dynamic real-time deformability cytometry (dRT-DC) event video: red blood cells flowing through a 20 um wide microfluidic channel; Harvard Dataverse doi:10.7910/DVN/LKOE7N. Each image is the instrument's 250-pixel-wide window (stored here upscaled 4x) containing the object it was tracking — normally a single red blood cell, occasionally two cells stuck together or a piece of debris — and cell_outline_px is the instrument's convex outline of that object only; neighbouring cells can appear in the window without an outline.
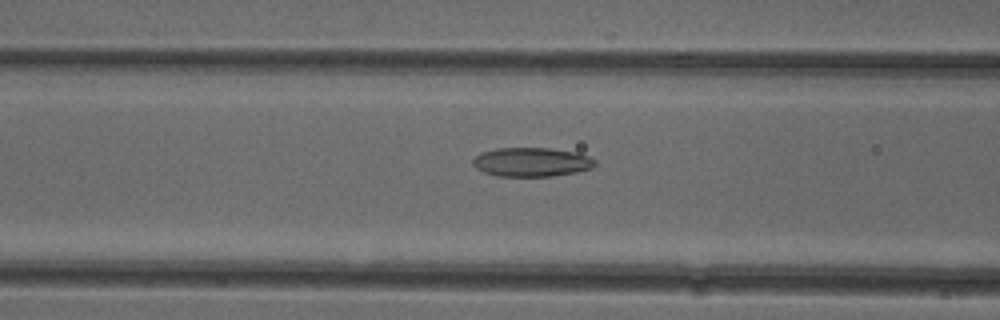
{"species": "common noctule bat (a hibernating species)", "species_latin": "Nyctalus noctula", "temperature_condition": "cold", "stored_images_in_passage": 44, "camera_frame_rate_fps": 3000, "um_per_image_px": 0.085, "animal": {"sex": "female"}, "frame": {"image": 1, "passage_image": 13, "time_ms": 4.0, "image_size_px": [1000, 320], "cell_outline_px": [[596, 164], [592, 168], [576, 172], [552, 176], [496, 176], [484, 172], [476, 168], [472, 164], [472, 160], [480, 152], [496, 148], [548, 148], [576, 152], [588, 156], [596, 160]], "centroid_in_image_um": [45.17, 13.77], "position_along_channel_um": 121.4, "area_um2": 20.75}}
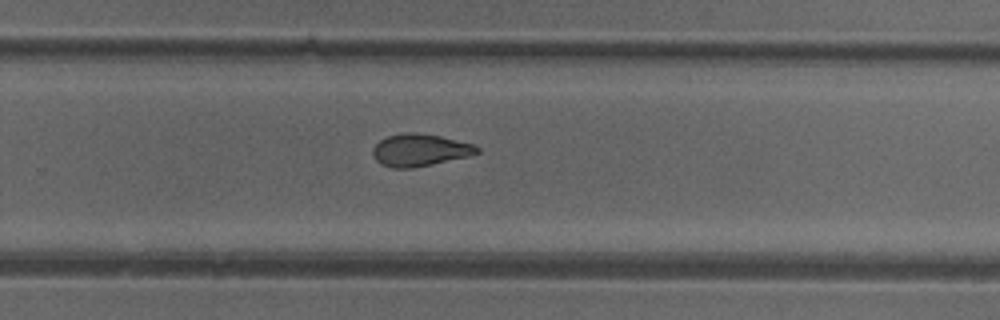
{"frame": {"image": 2, "passage_image": 26, "time_ms": 8.333, "image_size_px": [1000, 320], "cell_outline_px": [[480, 152], [468, 156], [432, 164], [412, 168], [392, 168], [380, 164], [372, 156], [372, 148], [380, 140], [388, 136], [404, 132], [416, 132], [440, 136], [472, 144], [480, 148]], "centroid_in_image_um": [35.65, 12.76], "position_along_channel_um": 294.2, "area_um2": 19.59}}
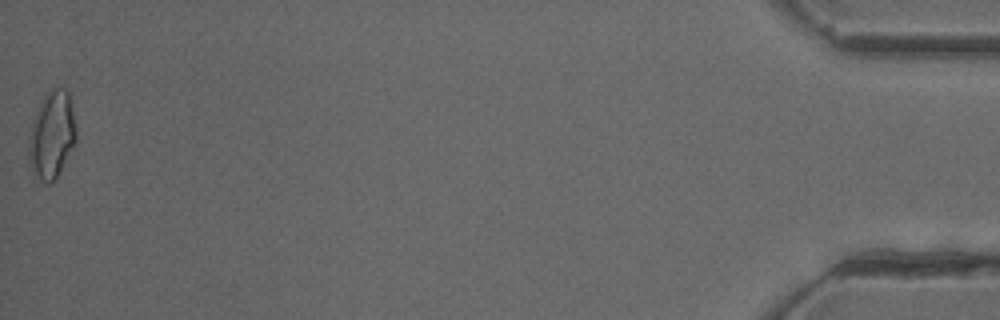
{"frame": {"image": 3, "passage_image": 44, "time_ms": 14.333, "image_size_px": [1000, 320], "cell_outline_px": [[76, 140], [56, 180], [52, 184], [48, 184], [40, 180], [28, 160], [28, 136], [32, 120], [44, 96], [48, 92], [56, 88], [64, 88], [68, 92], [76, 128]], "centroid_in_image_um": [4.39, 11.5], "position_along_channel_um": 430.8, "area_um2": 23.93}, "authors_computed_cell_mechanics": {"area_um2": 20.0855, "velocity_mm_per_s": 3.995, "shape_relaxation_time_tau1_ms": null, "shape_relaxation_time_tau2_ms": 2.6852, "deformation_change_tau1": null, "deformation_change_tau2": 0.0843}}